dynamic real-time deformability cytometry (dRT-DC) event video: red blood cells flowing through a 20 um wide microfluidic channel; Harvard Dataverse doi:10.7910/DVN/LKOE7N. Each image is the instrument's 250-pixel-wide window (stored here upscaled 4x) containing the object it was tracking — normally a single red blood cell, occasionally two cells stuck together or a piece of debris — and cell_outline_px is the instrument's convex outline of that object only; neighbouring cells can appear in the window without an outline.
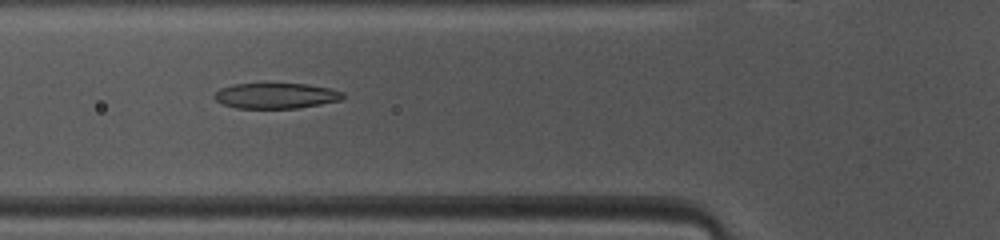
{"species": "common noctule bat (a hibernating species)", "species_latin": "Nyctalus noctula", "temperature_condition": "warm", "stored_images_in_passage": 41, "camera_frame_rate_fps": 3000, "um_per_image_px": 0.085, "animal": {"sex": "female", "body_mass_g": 10.0, "forearm_length_mm": 53.1}, "frame": {"image": 1, "passage_image": 10, "time_ms": 3.0, "image_size_px": [1000, 240], "cell_outline_px": [[344, 96], [340, 100], [300, 108], [236, 108], [224, 104], [216, 100], [212, 96], [220, 88], [232, 84], [308, 84], [332, 88], [344, 92]], "centroid_in_image_um": [23.47, 8.13], "position_along_channel_um": 102.3, "area_um2": 19.13}}
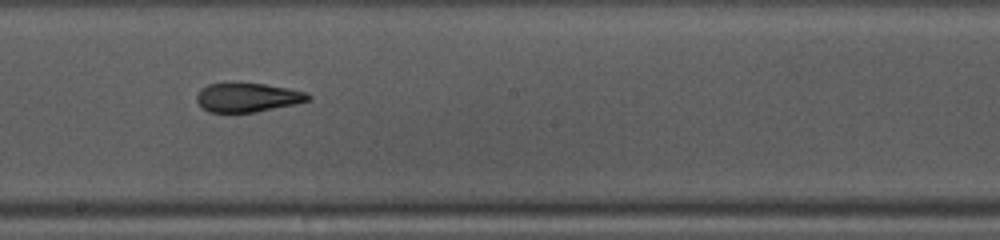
{"frame": {"image": 2, "passage_image": 19, "time_ms": 6.0, "image_size_px": [1000, 240], "cell_outline_px": [[312, 100], [296, 104], [256, 112], [208, 112], [196, 100], [196, 96], [200, 88], [208, 84], [264, 84], [288, 88], [304, 92], [312, 96]], "centroid_in_image_um": [21.07, 8.29], "position_along_channel_um": 227.1, "area_um2": 18.67}}
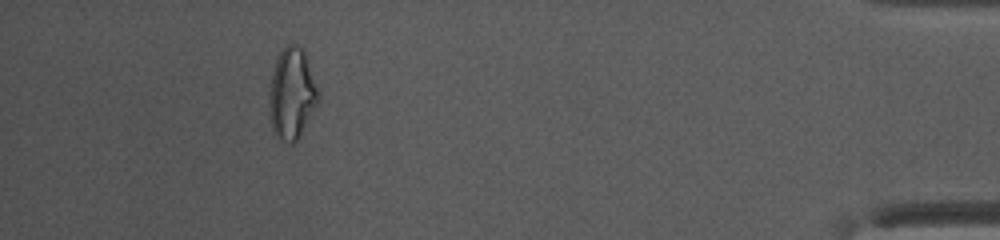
{"frame": {"image": 3, "passage_image": 37, "time_ms": 12.0, "image_size_px": [1000, 240], "cell_outline_px": [[320, 100], [296, 140], [292, 144], [280, 140], [272, 132], [268, 112], [268, 92], [272, 72], [276, 60], [284, 44], [300, 44], [304, 48], [320, 92]], "centroid_in_image_um": [24.8, 7.93], "position_along_channel_um": 410.4, "area_um2": 26.82}, "authors_computed_cell_mechanics": {"area_um2": 20.2878, "velocity_mm_per_s": 4.1395, "shape_relaxation_time_tau1_ms": 4.7883, "shape_relaxation_time_tau2_ms": 2.8196, "deformation_change_tau1": 0.1875, "deformation_change_tau2": 0.1133}}